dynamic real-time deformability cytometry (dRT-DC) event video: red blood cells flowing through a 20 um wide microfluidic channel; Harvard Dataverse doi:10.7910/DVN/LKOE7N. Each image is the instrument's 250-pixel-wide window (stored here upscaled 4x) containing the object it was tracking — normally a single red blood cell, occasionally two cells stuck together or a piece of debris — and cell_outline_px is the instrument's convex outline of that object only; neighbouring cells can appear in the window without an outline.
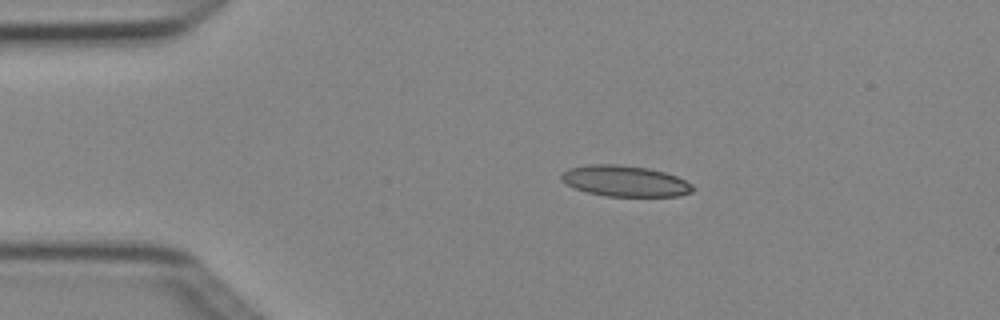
{"species": "Egyptian fruit bat (a non-hibernating species)", "species_latin": "Rousettus aegyptiacus", "temperature_condition": "cold", "stored_images_in_passage": 3, "camera_frame_rate_fps": 3000, "um_per_image_px": 0.085, "animal": {"sex": "female"}, "frame": {"image": 1, "passage_image": 2, "time_ms": 0.333, "image_size_px": [1000, 320], "cell_outline_px": [[696, 188], [692, 192], [680, 196], [604, 196], [588, 192], [576, 188], [560, 180], [560, 176], [568, 168], [588, 164], [616, 164], [648, 168], [664, 172], [676, 176], [692, 184]], "centroid_in_image_um": [53.14, 15.39], "position_along_channel_um": 31.9, "area_um2": 23.7}}